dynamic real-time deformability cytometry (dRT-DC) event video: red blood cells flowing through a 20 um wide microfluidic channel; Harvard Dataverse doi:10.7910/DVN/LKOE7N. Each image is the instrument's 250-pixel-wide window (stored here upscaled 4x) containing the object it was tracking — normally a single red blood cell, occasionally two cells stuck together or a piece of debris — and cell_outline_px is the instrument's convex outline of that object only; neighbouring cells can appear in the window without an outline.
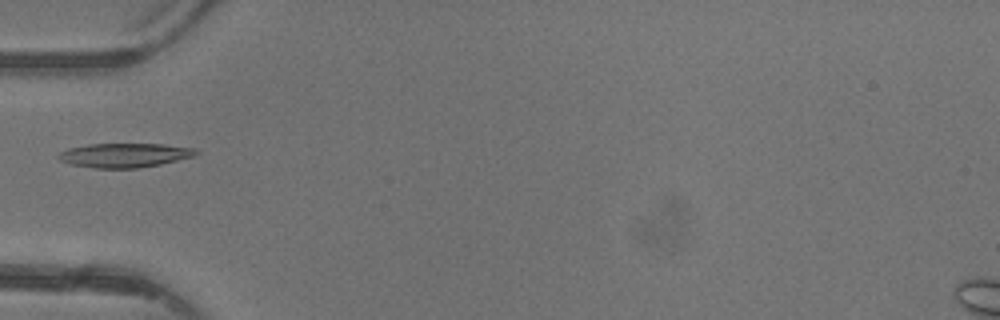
{"species": "common noctule bat (a hibernating species)", "species_latin": "Nyctalus noctula", "temperature_condition": "warm", "stored_images_in_passage": 6, "camera_frame_rate_fps": 3000, "um_per_image_px": 0.085, "animal": {"sex": "female"}, "frame": {"image": 1, "passage_image": 5, "time_ms": 5.0, "image_size_px": [1000, 320], "cell_outline_px": [[200, 152], [196, 156], [160, 164], [136, 168], [96, 168], [72, 164], [60, 160], [56, 156], [60, 152], [68, 148], [88, 144], [164, 144], [196, 148]], "centroid_in_image_um": [10.63, 13.18], "position_along_channel_um": 74.4, "area_um2": 19.42}}
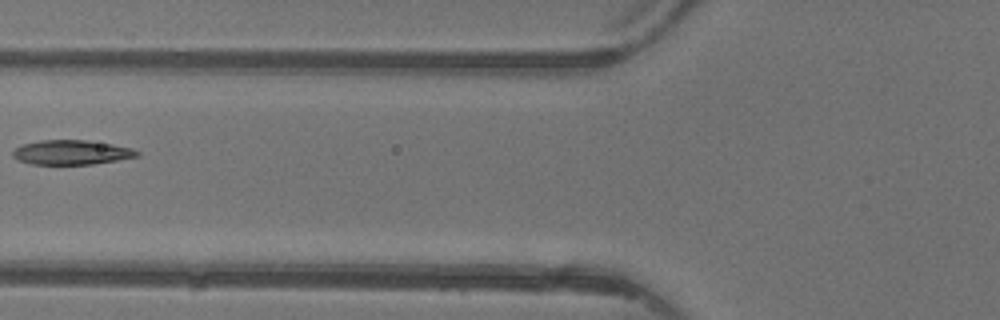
{"frame": {"image": 2, "passage_image": 6, "time_ms": 6.0, "image_size_px": [1000, 320], "cell_outline_px": [[140, 156], [92, 164], [32, 164], [20, 160], [12, 156], [12, 152], [16, 148], [24, 144], [40, 140], [84, 140], [112, 144], [132, 148], [140, 152]], "centroid_in_image_um": [6.1, 12.95], "position_along_channel_um": 119.7, "area_um2": 17.57}}